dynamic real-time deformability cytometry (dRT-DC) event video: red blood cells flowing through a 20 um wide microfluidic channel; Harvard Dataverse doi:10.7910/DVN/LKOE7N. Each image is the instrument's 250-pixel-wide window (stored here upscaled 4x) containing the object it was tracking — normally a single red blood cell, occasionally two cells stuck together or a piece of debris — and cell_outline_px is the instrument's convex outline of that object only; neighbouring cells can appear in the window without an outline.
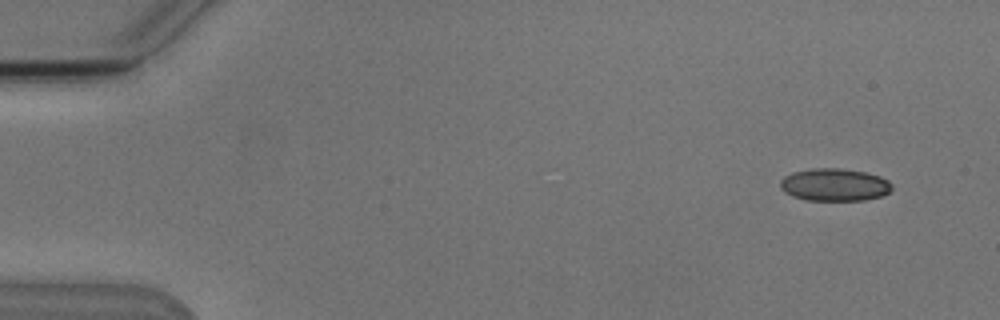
{"species": "Egyptian fruit bat (a non-hibernating species)", "species_latin": "Rousettus aegyptiacus", "temperature_condition": "cold", "stored_images_in_passage": 9, "camera_frame_rate_fps": 3000, "um_per_image_px": 0.085, "animal": {"sex": "male"}, "frame": {"image": 1, "passage_image": 1, "time_ms": 0.0, "image_size_px": [1000, 320], "cell_outline_px": [[892, 188], [888, 192], [880, 196], [864, 200], [804, 200], [792, 196], [784, 192], [780, 188], [780, 180], [784, 176], [792, 172], [812, 168], [840, 168], [864, 172], [880, 176], [888, 180], [892, 184]], "centroid_in_image_um": [70.9, 15.7], "position_along_channel_um": 14.1, "area_um2": 21.27}}
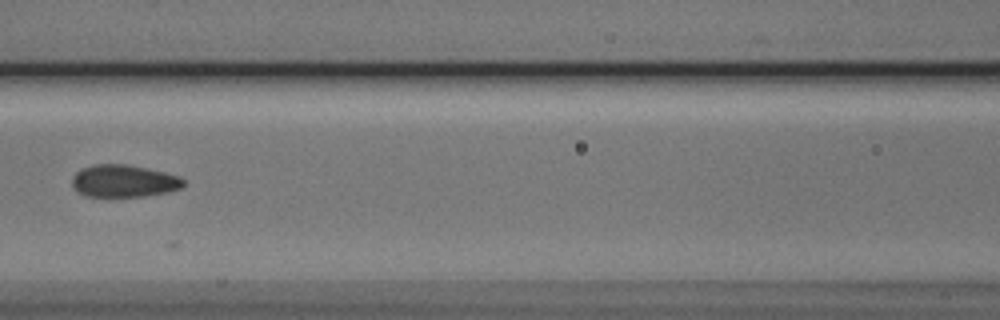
{"frame": {"image": 2, "passage_image": 7, "time_ms": 7.0, "image_size_px": [1000, 320], "cell_outline_px": [[184, 184], [180, 188], [168, 192], [144, 196], [84, 196], [72, 184], [72, 176], [76, 172], [84, 168], [96, 164], [128, 164], [164, 172], [180, 176], [184, 180]], "centroid_in_image_um": [10.54, 15.38], "position_along_channel_um": 156.1, "area_um2": 20.81}}